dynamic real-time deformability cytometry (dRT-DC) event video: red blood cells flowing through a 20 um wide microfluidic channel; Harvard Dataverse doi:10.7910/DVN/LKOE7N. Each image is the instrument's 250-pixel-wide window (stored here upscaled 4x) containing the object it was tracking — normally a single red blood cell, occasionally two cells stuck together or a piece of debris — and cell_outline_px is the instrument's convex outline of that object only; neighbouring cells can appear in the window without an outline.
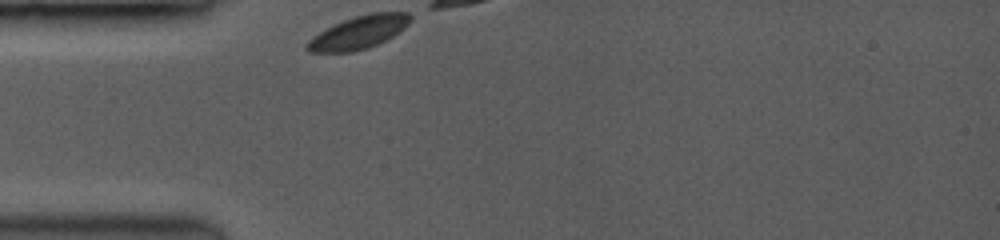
{"species": "common noctule bat (a hibernating species)", "species_latin": "Nyctalus noctula", "temperature_condition": "room temperature", "stored_images_in_passage": 5, "camera_frame_rate_fps": 3500, "um_per_image_px": 0.085, "animal": {"sex": "female", "body_mass_g": 19.0, "forearm_length_mm": 53.3}, "frame": {"image": 1, "passage_image": 1, "time_ms": 0.0, "image_size_px": [1000, 240], "cell_outline_px": [[412, 20], [404, 28], [392, 36], [368, 48], [352, 52], [308, 52], [304, 48], [304, 44], [312, 36], [344, 20], [368, 12], [408, 12], [412, 16]], "centroid_in_image_um": [30.48, 2.75], "position_along_channel_um": 54.5, "area_um2": 19.77}}